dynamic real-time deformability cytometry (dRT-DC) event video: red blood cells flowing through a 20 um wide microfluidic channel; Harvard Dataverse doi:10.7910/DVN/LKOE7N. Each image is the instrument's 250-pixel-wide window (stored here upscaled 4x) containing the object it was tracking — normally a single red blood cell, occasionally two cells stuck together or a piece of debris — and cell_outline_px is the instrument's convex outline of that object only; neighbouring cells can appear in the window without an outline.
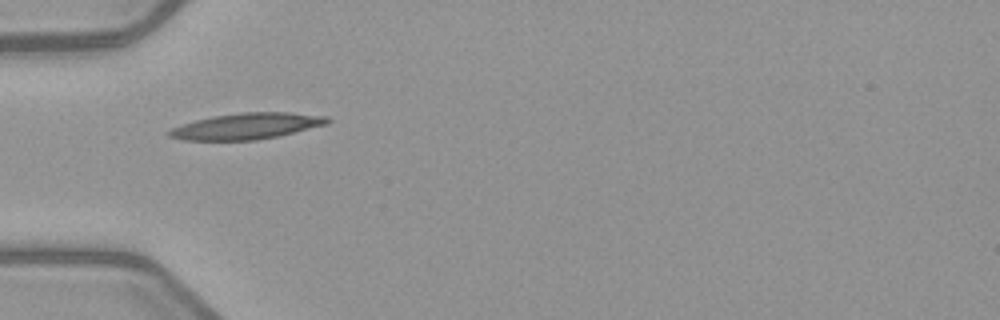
{"species": "common noctule bat (a hibernating species)", "species_latin": "Nyctalus noctula", "temperature_condition": "warm", "stored_images_in_passage": 3, "camera_frame_rate_fps": 3000, "um_per_image_px": 0.085, "animal": {"sex": "female", "body_mass_g": 21.9}, "frame": {"image": 1, "passage_image": 1, "time_ms": 0.0, "image_size_px": [1000, 320], "cell_outline_px": [[332, 120], [328, 124], [276, 136], [256, 140], [180, 140], [168, 136], [168, 132], [172, 128], [180, 124], [212, 116], [240, 112], [288, 112], [328, 116]], "centroid_in_image_um": [20.96, 10.71], "position_along_channel_um": 64.0, "area_um2": 24.1}}
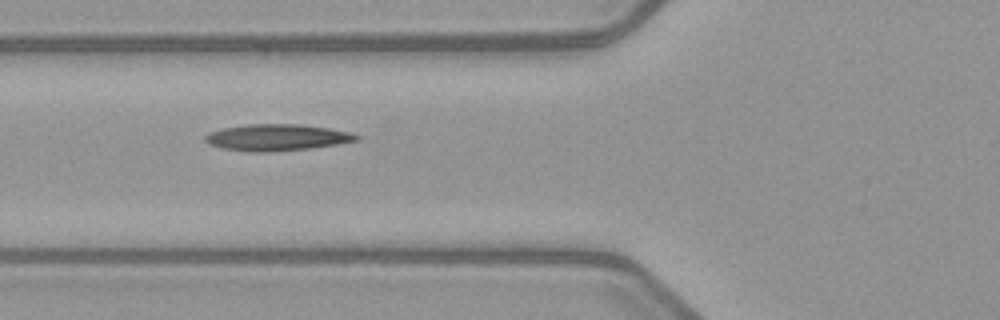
{"frame": {"image": 2, "passage_image": 2, "time_ms": 1.0, "image_size_px": [1000, 320], "cell_outline_px": [[360, 140], [312, 148], [268, 152], [248, 152], [224, 148], [208, 144], [204, 140], [204, 136], [208, 132], [224, 128], [244, 124], [300, 124], [328, 128], [348, 132], [360, 136]], "centroid_in_image_um": [23.5, 11.68], "position_along_channel_um": 102.3, "area_um2": 23.41}}
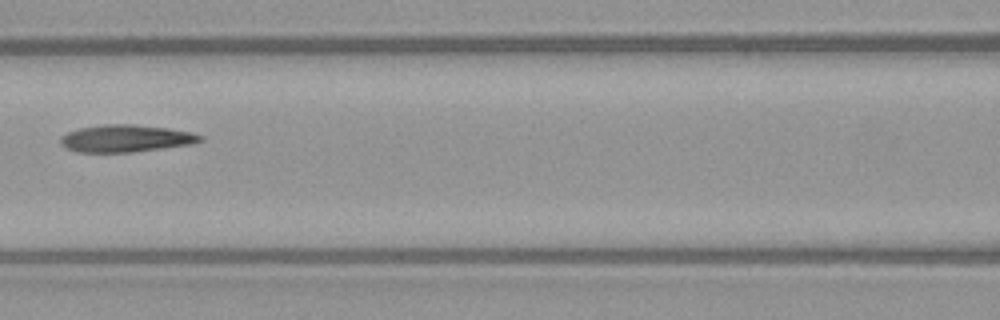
{"frame": {"image": 3, "passage_image": 3, "time_ms": 2.333, "image_size_px": [1000, 320], "cell_outline_px": [[204, 140], [192, 144], [132, 152], [76, 152], [64, 148], [60, 144], [60, 136], [68, 132], [80, 128], [104, 124], [136, 124], [168, 128], [192, 132], [204, 136]], "centroid_in_image_um": [10.69, 11.76], "position_along_channel_um": 155.9, "area_um2": 22.37}}